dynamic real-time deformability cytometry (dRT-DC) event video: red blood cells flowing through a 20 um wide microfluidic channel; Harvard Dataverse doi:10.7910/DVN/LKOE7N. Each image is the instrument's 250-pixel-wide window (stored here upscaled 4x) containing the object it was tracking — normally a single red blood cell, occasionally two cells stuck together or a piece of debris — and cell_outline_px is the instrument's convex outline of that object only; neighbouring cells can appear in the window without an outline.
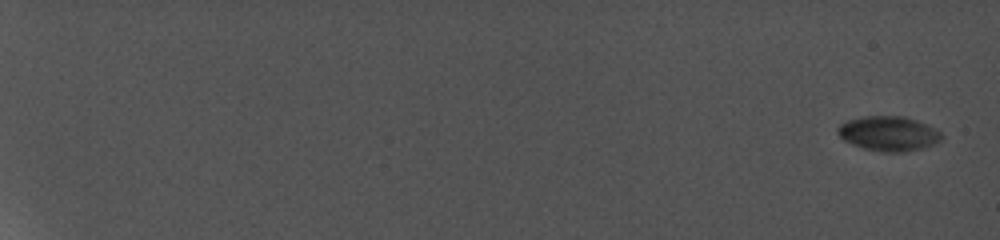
{"species": "common noctule bat (a hibernating species)", "species_latin": "Nyctalus noctula", "temperature_condition": "cold", "stored_images_in_passage": 11, "camera_frame_rate_fps": 5000, "um_per_image_px": 0.085, "animal": {"sex": "female", "body_mass_g": 19.0, "forearm_length_mm": 56.7}, "frame": {"image": 1, "passage_image": 1, "time_ms": 0.0, "image_size_px": [1000, 240], "cell_outline_px": [[940, 140], [916, 148], [896, 152], [864, 148], [844, 140], [836, 132], [836, 128], [840, 124], [848, 120], [864, 116], [904, 116], [928, 124], [940, 132]], "centroid_in_image_um": [75.46, 11.3], "position_along_channel_um": 9.5, "area_um2": 20.23}}
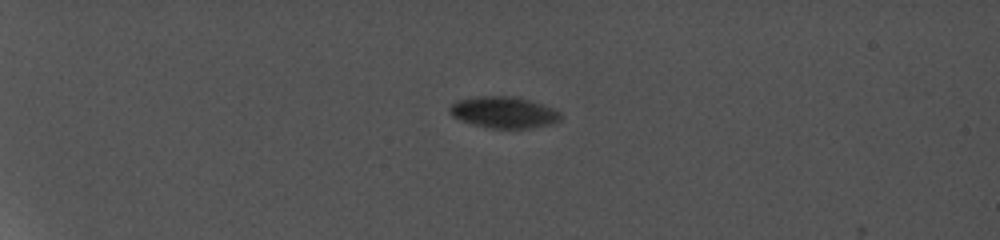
{"frame": {"image": 2, "passage_image": 7, "time_ms": 5.6, "image_size_px": [1000, 240], "cell_outline_px": [[560, 120], [544, 124], [520, 128], [496, 128], [476, 124], [464, 120], [456, 116], [452, 112], [452, 104], [456, 100], [476, 96], [516, 96], [552, 108], [560, 112]], "centroid_in_image_um": [42.83, 9.51], "position_along_channel_um": 42.2, "area_um2": 19.31}}
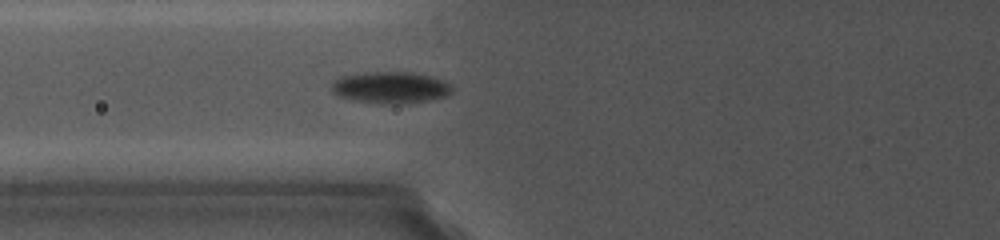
{"frame": {"image": 3, "passage_image": 11, "time_ms": 9.2, "image_size_px": [1000, 240], "cell_outline_px": [[452, 88], [444, 96], [424, 100], [396, 104], [392, 104], [360, 100], [340, 96], [332, 88], [332, 84], [340, 76], [364, 72], [412, 72], [428, 76], [440, 80], [448, 84]], "centroid_in_image_um": [33.16, 7.41], "position_along_channel_um": 92.6, "area_um2": 21.21}}